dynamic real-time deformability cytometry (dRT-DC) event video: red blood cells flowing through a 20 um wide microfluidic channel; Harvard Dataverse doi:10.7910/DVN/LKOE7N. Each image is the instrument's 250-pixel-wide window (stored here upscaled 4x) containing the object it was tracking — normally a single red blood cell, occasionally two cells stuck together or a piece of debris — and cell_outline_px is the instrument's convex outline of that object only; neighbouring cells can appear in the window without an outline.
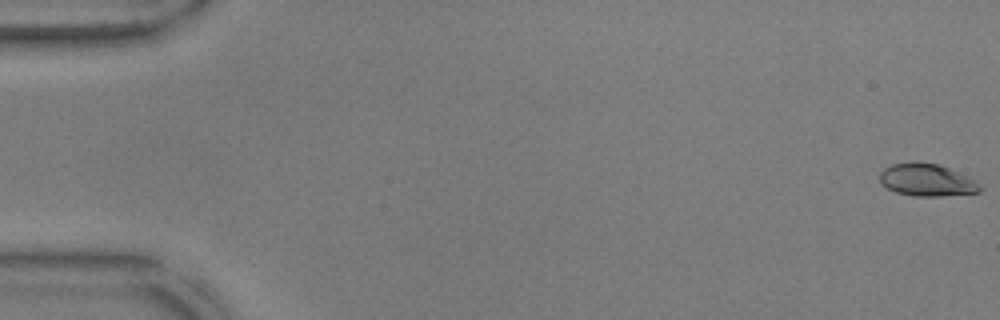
{"species": "common noctule bat (a hibernating species)", "species_latin": "Nyctalus noctula", "temperature_condition": "warm", "stored_images_in_passage": 54, "camera_frame_rate_fps": 3000, "um_per_image_px": 0.085, "animal": {"sex": "male", "body_mass_g": 17.9, "forearm_length_mm": 54.2}, "frame": {"image": 1, "passage_image": 1, "time_ms": 0.0, "image_size_px": [1000, 320], "cell_outline_px": [[984, 188], [980, 192], [940, 196], [912, 196], [896, 192], [880, 184], [880, 172], [884, 168], [892, 164], [936, 164], [948, 168], [972, 180]], "centroid_in_image_um": [78.75, 15.35], "position_along_channel_um": 6.3, "area_um2": 18.21}}
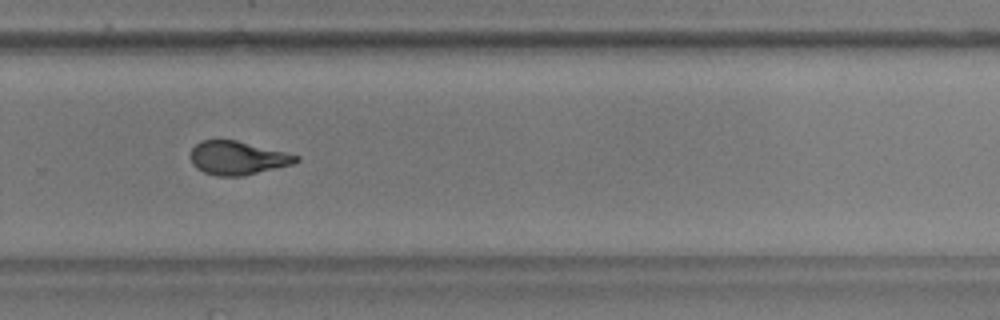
{"frame": {"image": 2, "passage_image": 37, "time_ms": 12.0, "image_size_px": [1000, 320], "cell_outline_px": [[300, 160], [292, 164], [240, 176], [216, 176], [204, 172], [196, 168], [192, 164], [188, 156], [192, 148], [200, 140], [236, 140], [300, 156]], "centroid_in_image_um": [20.13, 13.42], "position_along_channel_um": 309.7, "area_um2": 20.52}}
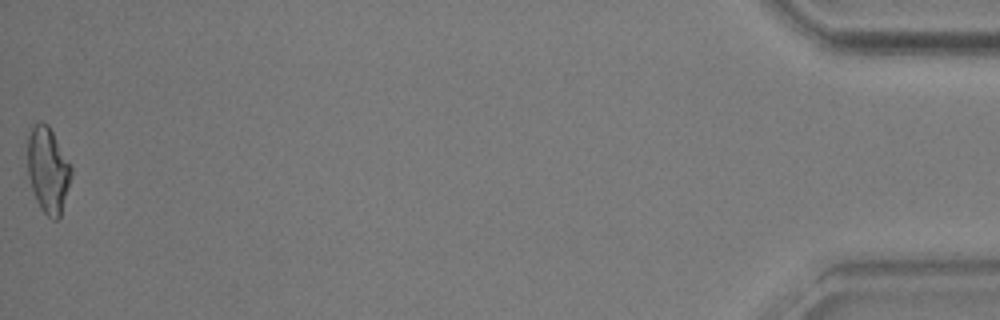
{"frame": {"image": 3, "passage_image": 54, "time_ms": 17.667, "image_size_px": [1000, 320], "cell_outline_px": [[72, 176], [60, 216], [56, 220], [52, 220], [40, 208], [36, 200], [28, 176], [28, 136], [36, 120], [40, 120], [48, 124], [72, 168]], "centroid_in_image_um": [4.07, 14.44], "position_along_channel_um": 431.1, "area_um2": 21.73}, "authors_computed_cell_mechanics": {"area_um2": 20.808, "velocity_mm_per_s": 3.8051, "shape_relaxation_time_tau1_ms": 4.099, "shape_relaxation_time_tau2_ms": 1.2467, "deformation_change_tau1": 0.1937, "deformation_change_tau2": 0.0956}}